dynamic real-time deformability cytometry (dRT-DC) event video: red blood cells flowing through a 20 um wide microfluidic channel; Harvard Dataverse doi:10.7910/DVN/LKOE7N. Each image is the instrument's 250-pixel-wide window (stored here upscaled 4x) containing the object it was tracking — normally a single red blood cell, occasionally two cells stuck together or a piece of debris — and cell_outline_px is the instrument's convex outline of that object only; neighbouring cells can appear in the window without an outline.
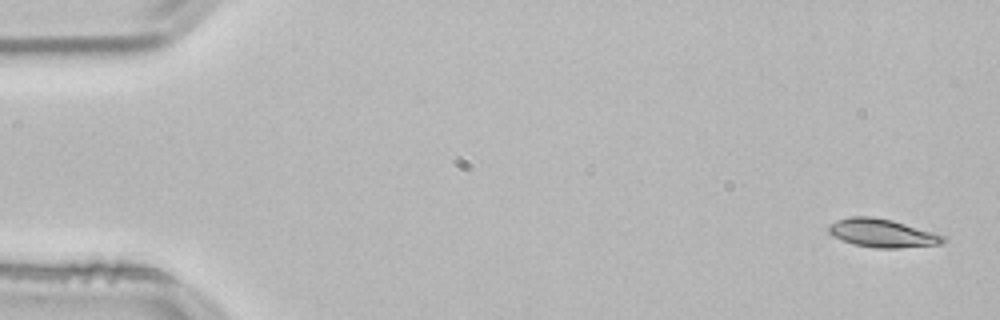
{"species": "common noctule bat (a hibernating species)", "species_latin": "Nyctalus noctula", "temperature_condition": "room temperature", "stored_images_in_passage": 52, "camera_frame_rate_fps": 3000, "um_per_image_px": 0.085, "animal": {"sex": "male", "body_mass_g": 21.5, "forearm_length_mm": 52.0}, "frame": {"image": 1, "passage_image": 1, "time_ms": 0.0, "image_size_px": [1000, 320], "cell_outline_px": [[948, 240], [940, 244], [900, 248], [876, 248], [852, 244], [832, 236], [828, 232], [828, 224], [836, 220], [852, 216], [872, 216], [892, 220], [932, 232], [944, 236]], "centroid_in_image_um": [74.95, 19.81], "position_along_channel_um": 10.1, "area_um2": 18.96}}
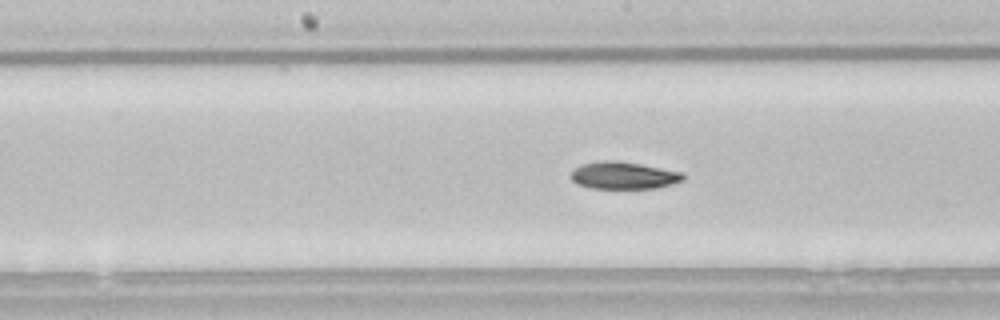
{"frame": {"image": 2, "passage_image": 26, "time_ms": 8.333, "image_size_px": [1000, 320], "cell_outline_px": [[684, 180], [672, 184], [656, 188], [588, 188], [576, 184], [572, 180], [572, 172], [580, 164], [596, 160], [616, 160], [640, 164], [684, 172]], "centroid_in_image_um": [53.0, 14.9], "position_along_channel_um": 195.2, "area_um2": 17.98}}
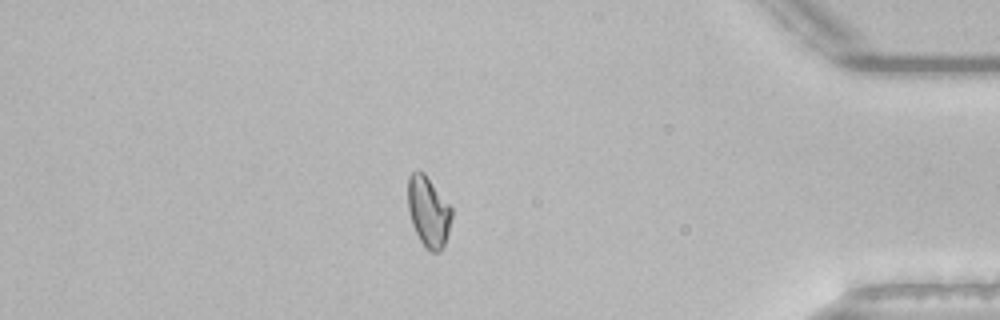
{"frame": {"image": 3, "passage_image": 45, "time_ms": 14.667, "image_size_px": [1000, 320], "cell_outline_px": [[452, 216], [448, 232], [444, 244], [440, 252], [432, 252], [424, 248], [412, 224], [408, 208], [408, 176], [412, 172], [424, 172], [452, 208]], "centroid_in_image_um": [36.41, 18.0], "position_along_channel_um": 398.8, "area_um2": 17.86}, "authors_computed_cell_mechanics": {"area_um2": 18.1492, "velocity_mm_per_s": 3.8149, "shape_relaxation_time_tau1_ms": 8.8673, "shape_relaxation_time_tau2_ms": 3.1434, "deformation_change_tau1": 0.1836, "deformation_change_tau2": 0.0822}}